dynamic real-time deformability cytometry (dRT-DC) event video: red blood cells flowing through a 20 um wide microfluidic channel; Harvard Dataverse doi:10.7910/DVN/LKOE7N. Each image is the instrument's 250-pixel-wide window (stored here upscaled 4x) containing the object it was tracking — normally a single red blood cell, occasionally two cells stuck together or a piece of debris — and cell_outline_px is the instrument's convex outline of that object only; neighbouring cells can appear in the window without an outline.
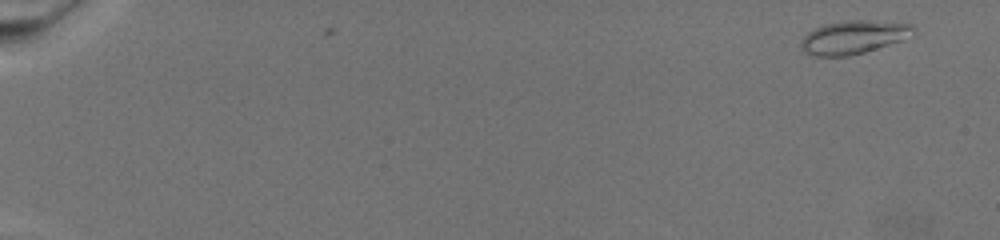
{"species": "common noctule bat (a hibernating species)", "species_latin": "Nyctalus noctula", "temperature_condition": "warm", "stored_images_in_passage": 3, "camera_frame_rate_fps": 3000, "um_per_image_px": 0.085, "animal": {"sex": "female", "body_mass_g": 19.5, "forearm_length_mm": 54.1}, "frame": {"image": 1, "passage_image": 2, "time_ms": 0.333, "image_size_px": [1000, 240], "cell_outline_px": [[916, 28], [900, 40], [864, 52], [848, 56], [812, 56], [804, 52], [800, 48], [800, 40], [808, 32], [824, 24], [848, 20], [868, 20], [912, 24]], "centroid_in_image_um": [72.45, 3.16], "position_along_channel_um": 12.5, "area_um2": 21.5}}